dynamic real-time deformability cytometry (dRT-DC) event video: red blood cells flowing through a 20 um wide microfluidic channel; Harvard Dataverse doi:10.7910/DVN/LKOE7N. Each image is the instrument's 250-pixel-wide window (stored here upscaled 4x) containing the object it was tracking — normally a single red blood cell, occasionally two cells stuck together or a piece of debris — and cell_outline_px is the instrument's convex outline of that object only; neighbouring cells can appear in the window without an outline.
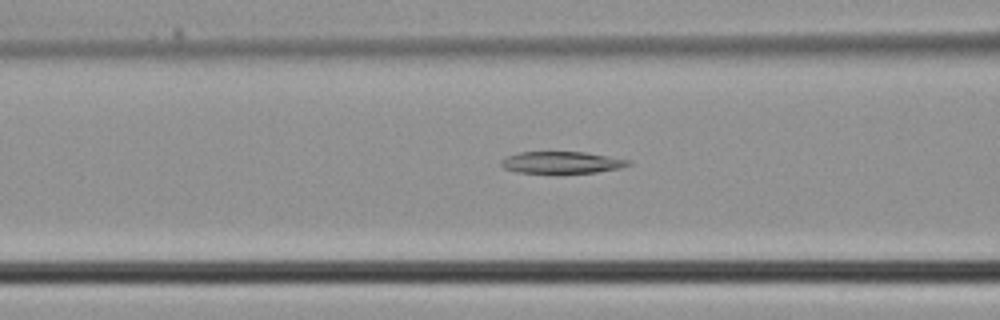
{"species": "common noctule bat (a hibernating species)", "species_latin": "Nyctalus noctula", "temperature_condition": "cold", "stored_images_in_passage": 25, "camera_frame_rate_fps": 3000, "um_per_image_px": 0.085, "animal": {"sex": "male", "body_mass_g": 21.5, "forearm_length_mm": 52.0}, "frame": {"image": 1, "passage_image": 9, "time_ms": 2.667, "image_size_px": [1000, 320], "cell_outline_px": [[632, 164], [620, 168], [596, 172], [516, 172], [504, 168], [500, 164], [500, 160], [508, 156], [520, 152], [584, 152], [628, 160]], "centroid_in_image_um": [47.71, 13.8], "position_along_channel_um": 118.9, "area_um2": 15.78}}
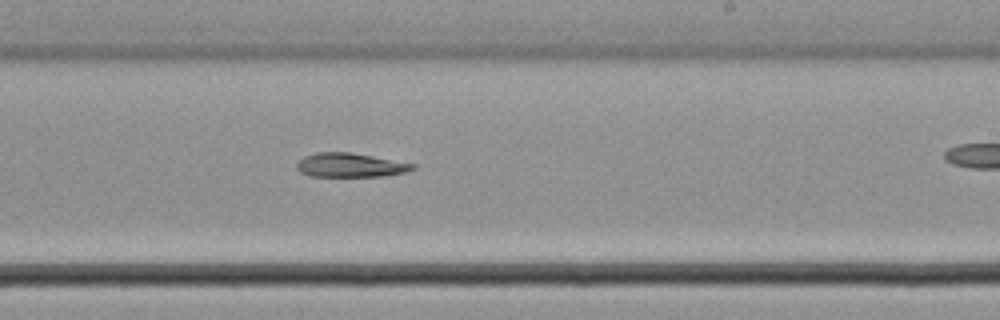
{"frame": {"image": 2, "passage_image": 17, "time_ms": 5.333, "image_size_px": [1000, 320], "cell_outline_px": [[416, 168], [404, 172], [384, 176], [308, 176], [300, 172], [296, 168], [296, 164], [304, 156], [316, 152], [352, 152], [416, 164]], "centroid_in_image_um": [29.75, 14.03], "position_along_channel_um": 259.2, "area_um2": 16.3}}
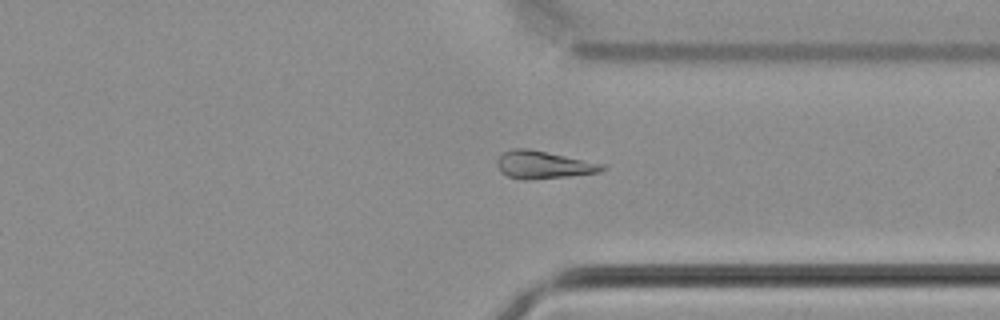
{"frame": {"image": 3, "passage_image": 23, "time_ms": 7.333, "image_size_px": [1000, 320], "cell_outline_px": [[608, 168], [600, 172], [568, 176], [524, 180], [508, 176], [500, 172], [496, 164], [496, 160], [504, 152], [512, 148], [528, 148], [604, 164]], "centroid_in_image_um": [46.17, 14.0], "position_along_channel_um": 365.2, "area_um2": 16.88}}